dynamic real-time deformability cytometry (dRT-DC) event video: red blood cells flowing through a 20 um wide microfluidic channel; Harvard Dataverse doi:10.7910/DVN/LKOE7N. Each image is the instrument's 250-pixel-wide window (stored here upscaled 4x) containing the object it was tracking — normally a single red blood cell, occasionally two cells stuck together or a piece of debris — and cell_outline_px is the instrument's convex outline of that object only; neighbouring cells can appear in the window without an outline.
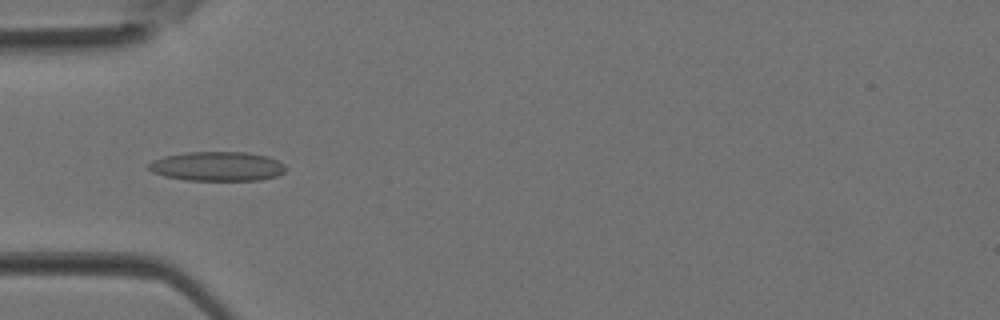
{"species": "Egyptian fruit bat (a non-hibernating species)", "species_latin": "Rousettus aegyptiacus", "temperature_condition": "room temperature", "stored_images_in_passage": 30, "camera_frame_rate_fps": 3000, "um_per_image_px": 0.085, "animal": {"sex": "female"}, "frame": {"image": 1, "passage_image": 4, "time_ms": 1.0, "image_size_px": [1000, 320], "cell_outline_px": [[288, 168], [284, 172], [276, 176], [260, 180], [184, 180], [164, 176], [152, 172], [148, 168], [148, 164], [152, 160], [164, 156], [188, 152], [248, 152], [268, 156], [284, 164]], "centroid_in_image_um": [18.47, 14.13], "position_along_channel_um": 66.5, "area_um2": 23.58}}
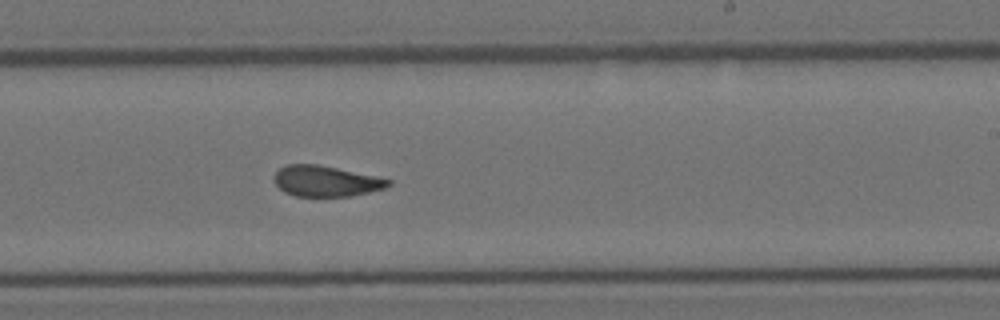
{"frame": {"image": 2, "passage_image": 15, "time_ms": 4.667, "image_size_px": [1000, 320], "cell_outline_px": [[392, 184], [384, 188], [352, 196], [296, 196], [284, 192], [272, 180], [276, 172], [280, 168], [288, 164], [316, 164], [376, 176], [392, 180]], "centroid_in_image_um": [27.69, 15.4], "position_along_channel_um": 261.3, "area_um2": 20.35}}
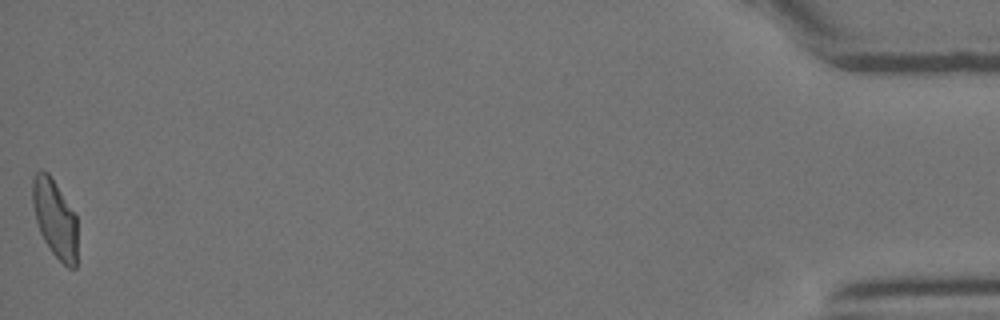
{"frame": {"image": 3, "passage_image": 30, "time_ms": 9.667, "image_size_px": [1000, 320], "cell_outline_px": [[76, 268], [68, 268], [52, 252], [44, 240], [40, 232], [36, 220], [32, 204], [32, 180], [36, 172], [48, 172], [76, 216]], "centroid_in_image_um": [4.65, 18.59], "position_along_channel_um": 430.5, "area_um2": 20.0}}